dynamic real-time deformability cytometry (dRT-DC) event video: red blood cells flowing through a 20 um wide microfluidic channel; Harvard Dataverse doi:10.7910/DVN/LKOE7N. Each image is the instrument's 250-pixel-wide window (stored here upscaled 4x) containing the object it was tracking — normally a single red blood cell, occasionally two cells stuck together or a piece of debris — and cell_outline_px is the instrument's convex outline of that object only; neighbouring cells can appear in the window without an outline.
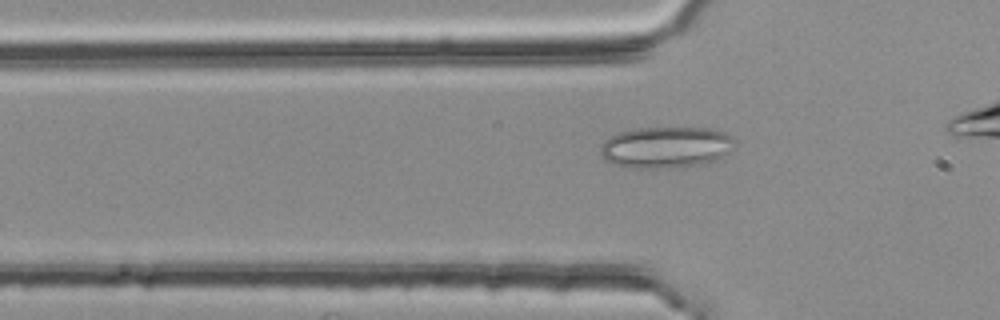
{"species": "common noctule bat (a hibernating species)", "species_latin": "Nyctalus noctula", "temperature_condition": "room temperature", "stored_images_in_passage": 34, "camera_frame_rate_fps": 3000, "um_per_image_px": 0.085, "animal": {"sex": "female", "body_mass_g": 25.1}, "frame": {"image": 1, "passage_image": 7, "time_ms": 2.0, "image_size_px": [1000, 320], "cell_outline_px": [[736, 144], [728, 152], [716, 160], [700, 164], [668, 168], [628, 168], [612, 164], [604, 160], [600, 152], [600, 144], [604, 140], [620, 132], [636, 128], [708, 128], [724, 132], [732, 136], [736, 140]], "centroid_in_image_um": [56.58, 12.52], "position_along_channel_um": 69.2, "area_um2": 32.6}}
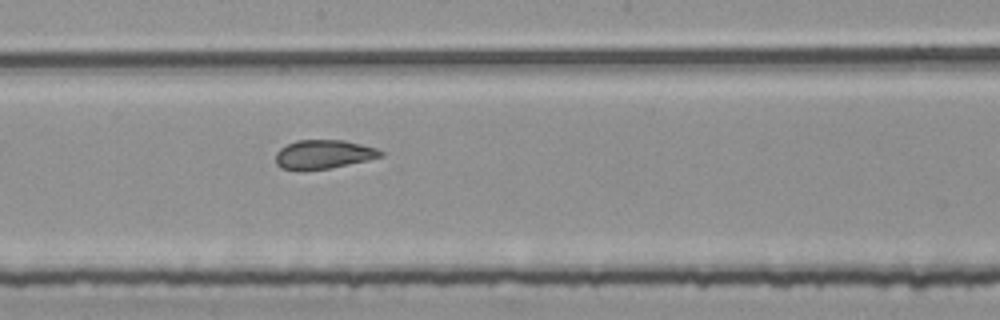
{"frame": {"image": 2, "passage_image": 19, "time_ms": 6.0, "image_size_px": [1000, 320], "cell_outline_px": [[384, 156], [368, 160], [328, 168], [280, 168], [276, 164], [276, 152], [280, 148], [296, 140], [344, 140], [376, 148], [384, 152]], "centroid_in_image_um": [27.53, 13.09], "position_along_channel_um": 220.7, "area_um2": 17.22}}
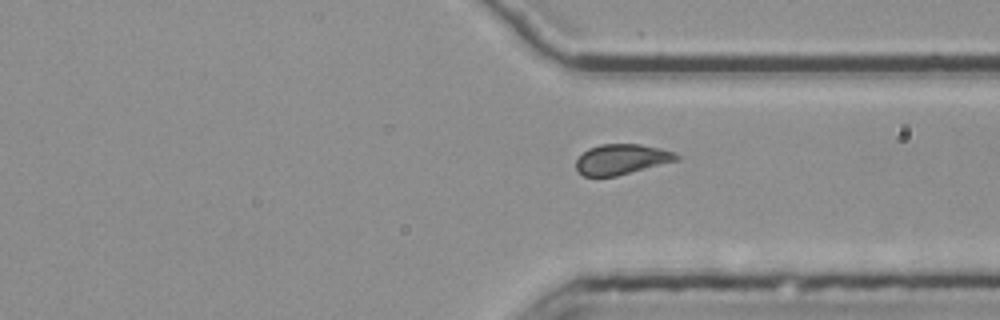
{"frame": {"image": 3, "passage_image": 30, "time_ms": 9.667, "image_size_px": [1000, 320], "cell_outline_px": [[680, 160], [616, 176], [584, 176], [576, 168], [576, 160], [588, 148], [600, 144], [640, 144], [660, 148], [676, 152], [680, 156]], "centroid_in_image_um": [52.88, 13.53], "position_along_channel_um": 358.5, "area_um2": 17.8}}